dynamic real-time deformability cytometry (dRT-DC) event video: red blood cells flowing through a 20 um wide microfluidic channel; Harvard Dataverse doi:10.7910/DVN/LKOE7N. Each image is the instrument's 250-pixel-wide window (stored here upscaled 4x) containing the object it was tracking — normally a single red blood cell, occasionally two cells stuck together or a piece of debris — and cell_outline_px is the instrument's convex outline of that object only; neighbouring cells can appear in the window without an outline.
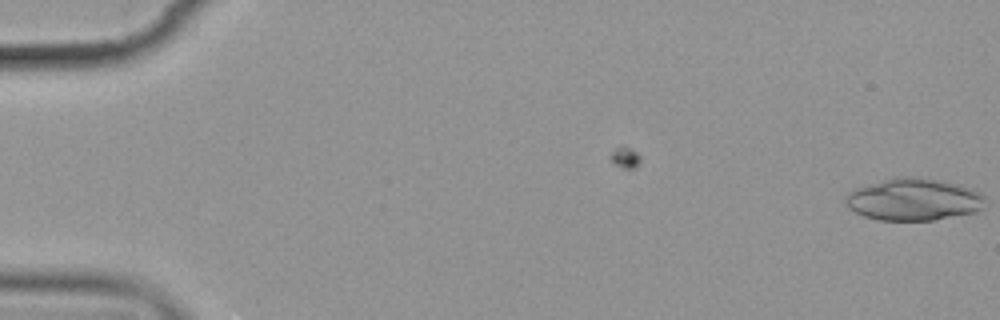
{"species": "common noctule bat (a hibernating species)", "species_latin": "Nyctalus noctula", "temperature_condition": "cold", "stored_images_in_passage": 2, "camera_frame_rate_fps": 3000, "um_per_image_px": 0.085, "animal": {"sex": "female", "body_mass_g": 19.9}, "frame": {"image": 1, "passage_image": 2, "time_ms": 1.333, "image_size_px": [1000, 320], "cell_outline_px": [[984, 208], [976, 212], [936, 220], [880, 220], [864, 216], [848, 208], [844, 200], [844, 196], [848, 192], [856, 188], [868, 184], [896, 176], [920, 176], [944, 180], [960, 184], [972, 188], [980, 192], [984, 196]], "centroid_in_image_um": [77.68, 16.94], "position_along_channel_um": 7.3, "area_um2": 34.91}}